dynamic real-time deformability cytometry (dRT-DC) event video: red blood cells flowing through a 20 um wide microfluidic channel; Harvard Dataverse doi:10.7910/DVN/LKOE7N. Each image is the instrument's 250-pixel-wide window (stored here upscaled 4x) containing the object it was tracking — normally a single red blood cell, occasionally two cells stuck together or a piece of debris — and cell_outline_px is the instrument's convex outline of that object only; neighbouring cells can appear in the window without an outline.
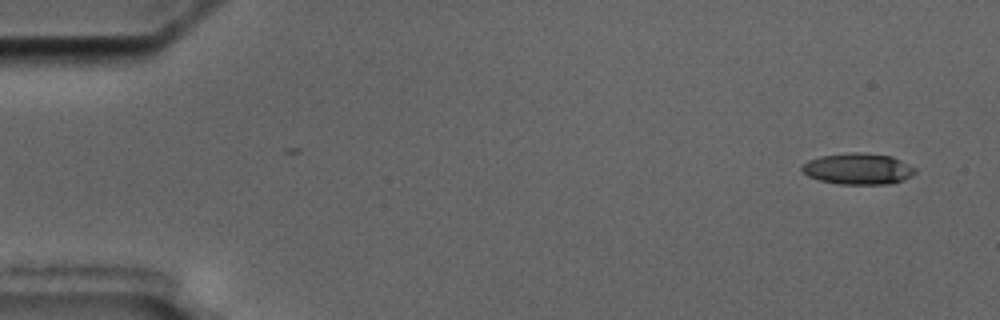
{"species": "common noctule bat (a hibernating species)", "species_latin": "Nyctalus noctula", "temperature_condition": "cold", "stored_images_in_passage": 6, "camera_frame_rate_fps": 3000, "um_per_image_px": 0.085, "animal": {"sex": "male", "body_mass_g": 17.5, "forearm_length_mm": 52.3}, "frame": {"image": 1, "passage_image": 2, "time_ms": 1.0, "image_size_px": [1000, 320], "cell_outline_px": [[916, 172], [892, 184], [840, 184], [820, 180], [808, 176], [800, 168], [800, 164], [808, 160], [820, 156], [848, 152], [864, 152], [892, 156], [916, 168]], "centroid_in_image_um": [72.89, 14.33], "position_along_channel_um": 12.1, "area_um2": 20.63}}
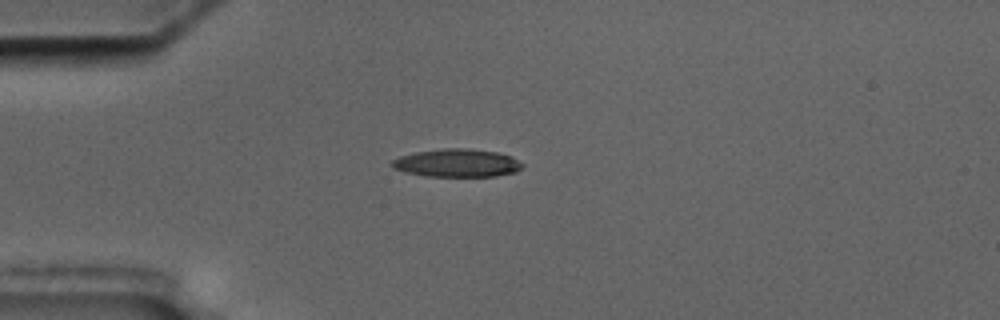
{"frame": {"image": 2, "passage_image": 4, "time_ms": 5.0, "image_size_px": [1000, 320], "cell_outline_px": [[524, 164], [516, 172], [496, 176], [424, 176], [392, 168], [388, 164], [392, 160], [400, 156], [416, 152], [444, 148], [464, 148], [496, 152], [512, 156]], "centroid_in_image_um": [38.83, 13.85], "position_along_channel_um": 46.2, "area_um2": 21.27}}
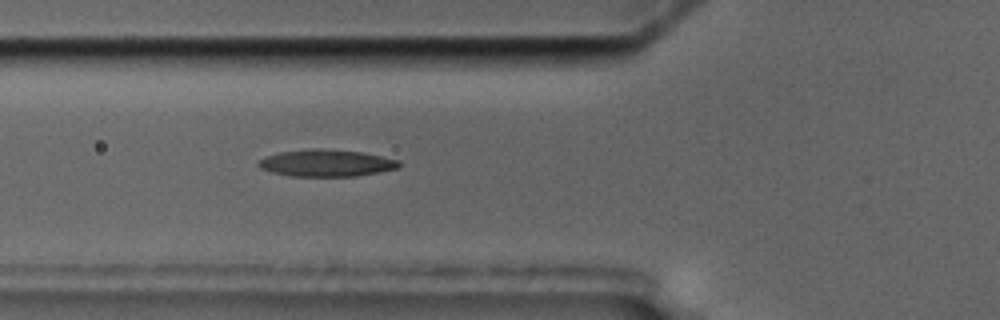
{"frame": {"image": 3, "passage_image": 6, "time_ms": 7.0, "image_size_px": [1000, 320], "cell_outline_px": [[400, 164], [396, 168], [356, 176], [288, 176], [272, 172], [260, 168], [256, 164], [264, 156], [280, 152], [312, 148], [316, 148], [360, 152], [400, 160]], "centroid_in_image_um": [27.67, 13.86], "position_along_channel_um": 98.1, "area_um2": 21.85}}